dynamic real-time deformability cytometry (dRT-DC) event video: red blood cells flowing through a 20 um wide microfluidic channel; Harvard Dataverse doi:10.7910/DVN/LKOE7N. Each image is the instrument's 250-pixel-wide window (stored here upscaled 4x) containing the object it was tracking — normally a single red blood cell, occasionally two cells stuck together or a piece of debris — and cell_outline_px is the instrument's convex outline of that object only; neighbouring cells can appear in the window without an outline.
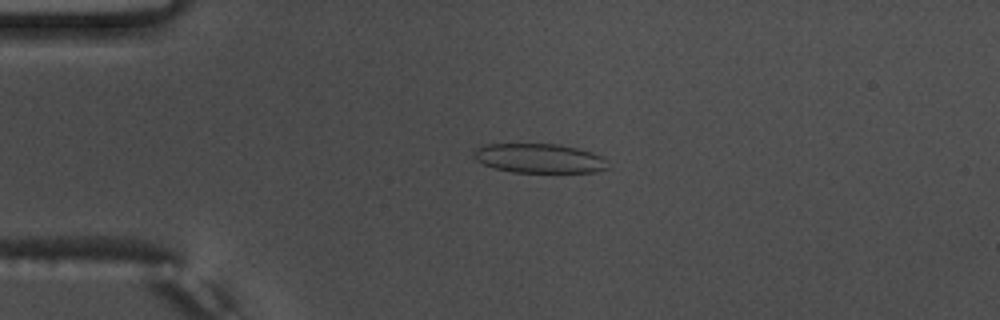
{"species": "common noctule bat (a hibernating species)", "species_latin": "Nyctalus noctula", "temperature_condition": "warm", "stored_images_in_passage": 46, "camera_frame_rate_fps": 3000, "um_per_image_px": 0.085, "animal": {"sex": "male", "body_mass_g": 17.5, "forearm_length_mm": 52.3}, "frame": {"image": 1, "passage_image": 4, "time_ms": 1.0, "image_size_px": [1000, 320], "cell_outline_px": [[608, 168], [596, 172], [512, 172], [496, 168], [484, 164], [476, 160], [472, 156], [476, 148], [484, 144], [560, 144], [592, 152], [600, 156], [604, 160]], "centroid_in_image_um": [45.8, 13.45], "position_along_channel_um": 39.2, "area_um2": 22.77}}
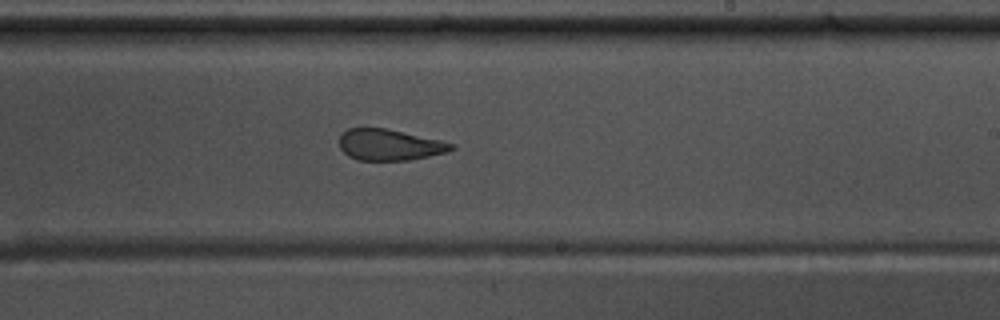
{"frame": {"image": 2, "passage_image": 24, "time_ms": 7.667, "image_size_px": [1000, 320], "cell_outline_px": [[456, 148], [448, 152], [408, 160], [360, 160], [348, 156], [340, 148], [340, 136], [348, 128], [384, 128], [440, 140], [456, 144]], "centroid_in_image_um": [33.13, 12.31], "position_along_channel_um": 255.9, "area_um2": 20.17}}
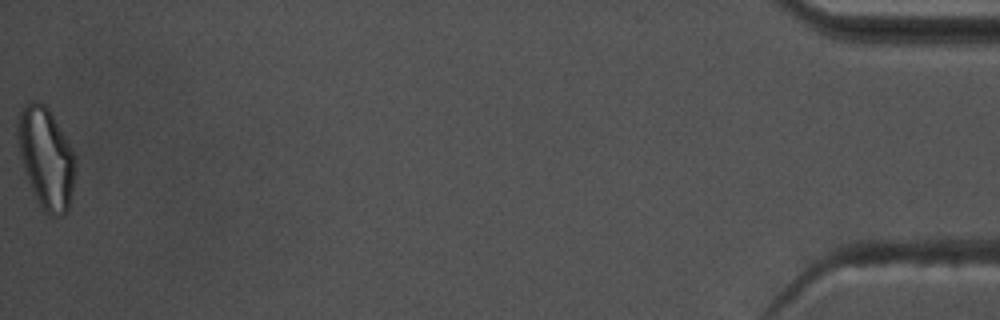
{"frame": {"image": 3, "passage_image": 46, "time_ms": 15.0, "image_size_px": [1000, 320], "cell_outline_px": [[72, 188], [68, 212], [64, 216], [48, 216], [44, 212], [36, 200], [28, 180], [24, 168], [20, 152], [16, 132], [16, 124], [20, 112], [24, 104], [32, 100], [36, 100], [44, 104], [48, 108], [64, 136], [72, 152]], "centroid_in_image_um": [3.86, 13.44], "position_along_channel_um": 431.3, "area_um2": 33.06}, "authors_computed_cell_mechanics": {"area_um2": 22.3975, "velocity_mm_per_s": 3.7367, "shape_relaxation_time_tau1_ms": 8.7137, "shape_relaxation_time_tau2_ms": 1.6537, "deformation_change_tau1": 0.1912, "deformation_change_tau2": 0.0838}}